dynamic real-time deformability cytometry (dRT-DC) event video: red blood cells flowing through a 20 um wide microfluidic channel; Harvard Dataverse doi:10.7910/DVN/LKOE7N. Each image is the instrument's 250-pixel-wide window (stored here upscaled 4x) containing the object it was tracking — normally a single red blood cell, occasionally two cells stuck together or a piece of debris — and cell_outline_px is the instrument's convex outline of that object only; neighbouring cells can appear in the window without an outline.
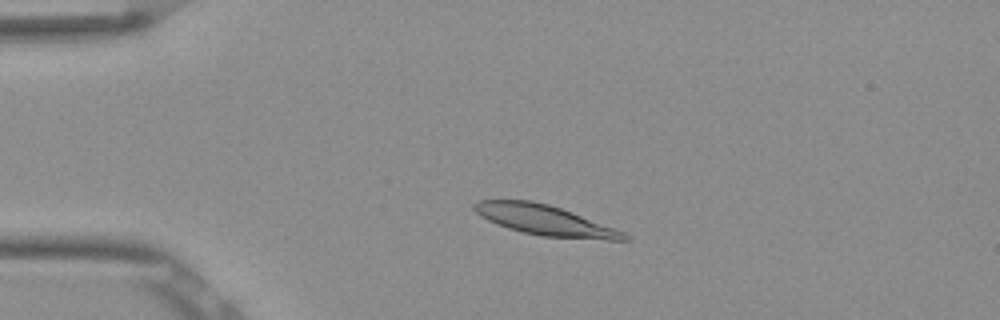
{"species": "Egyptian fruit bat (a non-hibernating species)", "species_latin": "Rousettus aegyptiacus", "temperature_condition": "room temperature", "stored_images_in_passage": 50, "camera_frame_rate_fps": 3000, "um_per_image_px": 0.085, "frame": {"image": 1, "passage_image": 9, "time_ms": 2.667, "image_size_px": [1000, 320], "cell_outline_px": [[632, 240], [608, 240], [540, 236], [508, 228], [496, 224], [480, 216], [472, 208], [472, 204], [476, 200], [532, 200], [548, 204], [572, 212], [624, 232]], "centroid_in_image_um": [46.28, 18.71], "position_along_channel_um": 38.7, "area_um2": 26.24}}
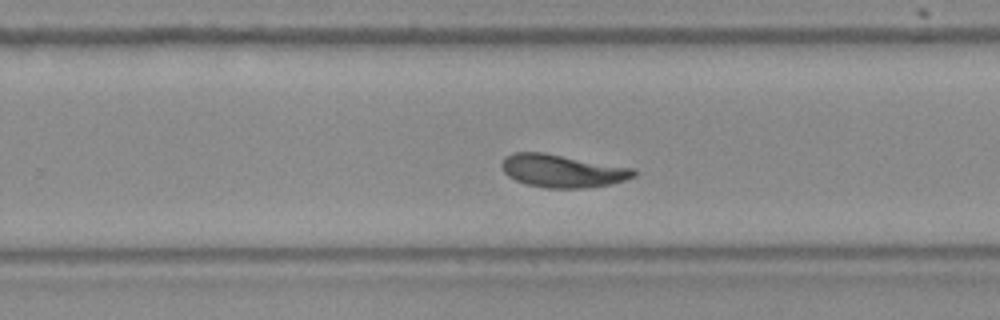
{"frame": {"image": 2, "passage_image": 31, "time_ms": 10.0, "image_size_px": [1000, 320], "cell_outline_px": [[636, 176], [612, 184], [584, 188], [544, 188], [528, 184], [516, 180], [508, 176], [504, 172], [500, 164], [504, 156], [512, 152], [544, 152], [636, 168]], "centroid_in_image_um": [47.81, 14.51], "position_along_channel_um": 282.0, "area_um2": 25.61}}
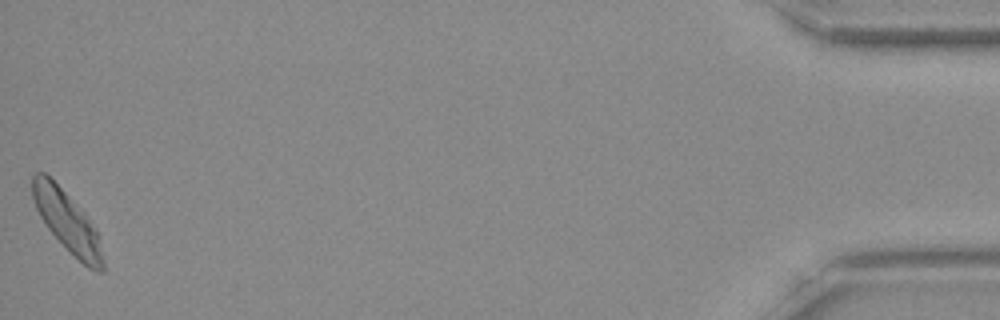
{"frame": {"image": 3, "passage_image": 50, "time_ms": 16.333, "image_size_px": [1000, 320], "cell_outline_px": [[104, 272], [96, 272], [88, 268], [48, 228], [40, 216], [36, 208], [32, 196], [32, 176], [36, 172], [44, 172], [64, 192], [88, 220], [96, 232], [104, 260]], "centroid_in_image_um": [5.69, 18.84], "position_along_channel_um": 429.5, "area_um2": 23.52}, "authors_computed_cell_mechanics": {"area_um2": 25.1141, "velocity_mm_per_s": 3.8029, "shape_relaxation_time_tau1_ms": 6.2767, "shape_relaxation_time_tau2_ms": 4.0117, "deformation_change_tau1": 0.175, "deformation_change_tau2": 0.0853}}